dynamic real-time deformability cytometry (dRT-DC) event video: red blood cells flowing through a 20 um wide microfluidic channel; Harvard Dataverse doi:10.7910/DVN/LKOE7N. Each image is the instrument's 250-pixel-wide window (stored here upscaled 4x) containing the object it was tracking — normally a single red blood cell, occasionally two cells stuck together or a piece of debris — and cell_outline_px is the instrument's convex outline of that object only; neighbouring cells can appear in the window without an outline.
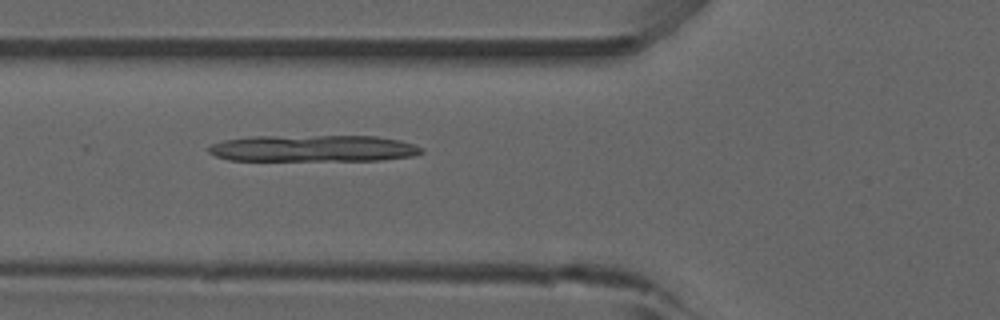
{"species": "common noctule bat (a hibernating species)", "species_latin": "Nyctalus noctula", "temperature_condition": "room temperature", "stored_images_in_passage": 26, "camera_frame_rate_fps": 3000, "um_per_image_px": 0.085, "animal": {"sex": "male", "forearm_length_mm": 52.5}, "frame": {"image": 1, "passage_image": 5, "time_ms": 1.333, "image_size_px": [1000, 320], "cell_outline_px": [[424, 152], [416, 156], [380, 160], [228, 160], [216, 156], [208, 152], [208, 148], [212, 144], [224, 140], [252, 136], [376, 136], [400, 140], [416, 144], [424, 148]], "centroid_in_image_um": [26.69, 12.61], "position_along_channel_um": 99.1, "area_um2": 33.23}}
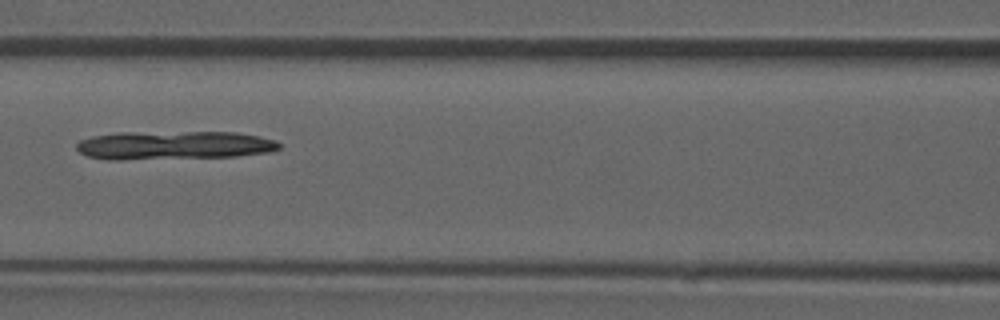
{"frame": {"image": 2, "passage_image": 9, "time_ms": 2.667, "image_size_px": [1000, 320], "cell_outline_px": [[280, 148], [268, 152], [236, 156], [120, 160], [108, 160], [88, 156], [80, 152], [76, 148], [76, 144], [80, 140], [92, 136], [116, 132], [236, 132], [260, 136], [276, 140], [280, 144]], "centroid_in_image_um": [14.76, 12.34], "position_along_channel_um": 151.8, "area_um2": 33.93}}